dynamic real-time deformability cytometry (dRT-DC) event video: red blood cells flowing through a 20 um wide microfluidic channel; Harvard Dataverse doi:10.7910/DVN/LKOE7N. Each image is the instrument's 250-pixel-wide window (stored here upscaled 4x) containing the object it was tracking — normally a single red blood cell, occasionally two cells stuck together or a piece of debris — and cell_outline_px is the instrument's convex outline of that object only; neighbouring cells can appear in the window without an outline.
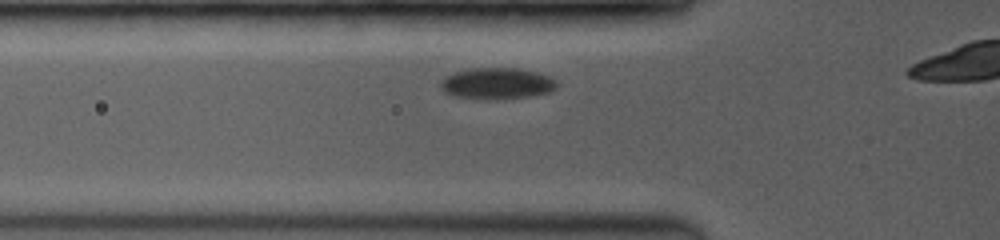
{"species": "common noctule bat (a hibernating species)", "species_latin": "Nyctalus noctula", "temperature_condition": "room temperature", "stored_images_in_passage": 25, "camera_frame_rate_fps": 3500, "um_per_image_px": 0.085, "animal": {"sex": "female", "body_mass_g": 19.0, "forearm_length_mm": 53.3}, "frame": {"image": 1, "passage_image": 3, "time_ms": 1.143, "image_size_px": [1000, 240], "cell_outline_px": [[556, 88], [548, 92], [528, 96], [496, 100], [488, 100], [456, 96], [444, 92], [440, 88], [440, 80], [444, 76], [452, 72], [468, 68], [520, 68], [552, 76], [556, 80]], "centroid_in_image_um": [42.2, 7.08], "position_along_channel_um": 83.6, "area_um2": 21.56}}
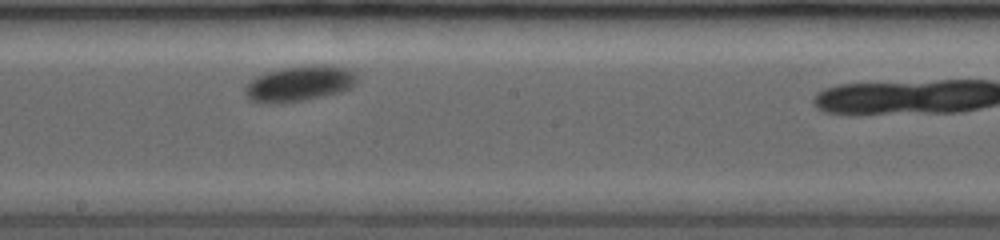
{"frame": {"image": 2, "passage_image": 9, "time_ms": 4.857, "image_size_px": [1000, 240], "cell_outline_px": [[356, 80], [348, 88], [340, 92], [304, 100], [280, 104], [260, 104], [248, 100], [244, 92], [244, 88], [256, 76], [280, 68], [320, 64], [328, 64], [344, 68], [356, 76]], "centroid_in_image_um": [25.35, 7.13], "position_along_channel_um": 222.8, "area_um2": 23.12}}
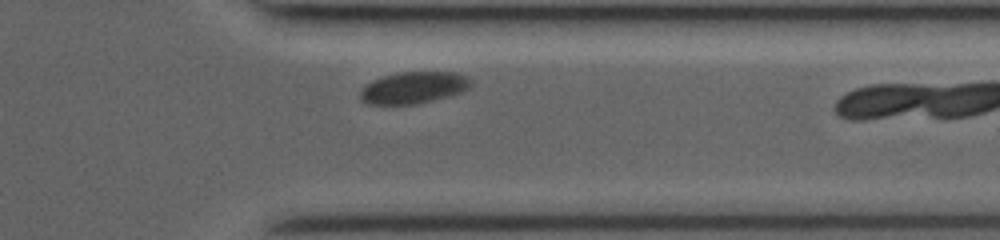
{"frame": {"image": 3, "passage_image": 23, "time_ms": 8.857, "image_size_px": [1000, 240], "cell_outline_px": [[472, 84], [468, 88], [460, 92], [448, 96], [416, 104], [368, 104], [360, 100], [360, 92], [372, 80], [384, 76], [400, 72], [456, 72], [468, 76], [472, 80]], "centroid_in_image_um": [35.18, 7.44], "position_along_channel_um": 376.2, "area_um2": 20.35}, "authors_computed_cell_mechanics": {"area_um2": 21.7328, "velocity_mm_per_s": 3.8016, "shape_relaxation_time_tau1_ms": 1.2684, "shape_relaxation_time_tau2_ms": null, "deformation_change_tau1": 0.0358, "deformation_change_tau2": null}}